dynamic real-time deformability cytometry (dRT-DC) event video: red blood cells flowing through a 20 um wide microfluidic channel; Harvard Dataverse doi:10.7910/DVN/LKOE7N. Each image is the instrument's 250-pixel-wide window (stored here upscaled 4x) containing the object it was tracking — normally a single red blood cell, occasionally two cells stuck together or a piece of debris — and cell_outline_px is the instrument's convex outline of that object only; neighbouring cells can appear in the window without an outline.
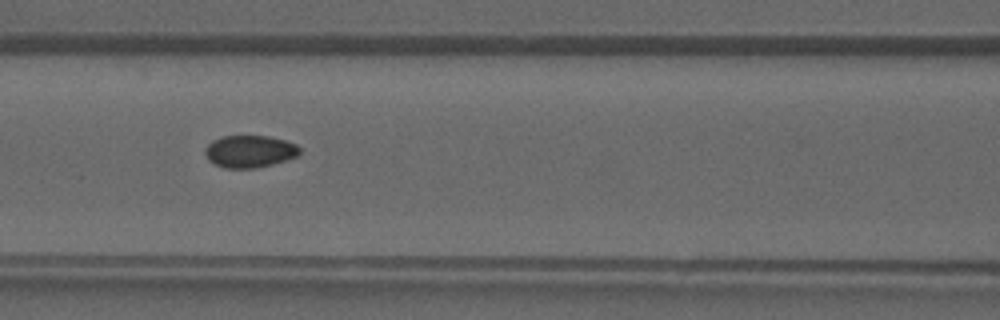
{"species": "common noctule bat (a hibernating species)", "species_latin": "Nyctalus noctula", "temperature_condition": "warm", "stored_images_in_passage": 42, "camera_frame_rate_fps": 3000, "um_per_image_px": 0.085, "animal": {"sex": "male", "forearm_length_mm": 52.5}, "frame": {"image": 1, "passage_image": 19, "time_ms": 6.0, "image_size_px": [1000, 320], "cell_outline_px": [[300, 152], [296, 156], [272, 164], [256, 168], [224, 168], [208, 160], [204, 152], [204, 148], [212, 140], [220, 136], [268, 136], [284, 140], [296, 144], [300, 148]], "centroid_in_image_um": [21.18, 12.86], "position_along_channel_um": 145.4, "area_um2": 17.74}}
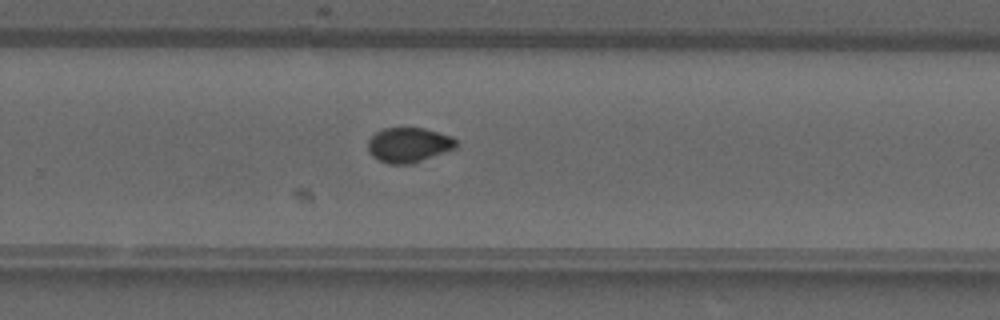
{"frame": {"image": 2, "passage_image": 28, "time_ms": 9.0, "image_size_px": [1000, 320], "cell_outline_px": [[456, 148], [412, 164], [388, 164], [372, 156], [368, 152], [368, 140], [376, 132], [384, 128], [424, 128], [452, 136], [456, 140]], "centroid_in_image_um": [34.73, 12.32], "position_along_channel_um": 295.1, "area_um2": 17.92}}
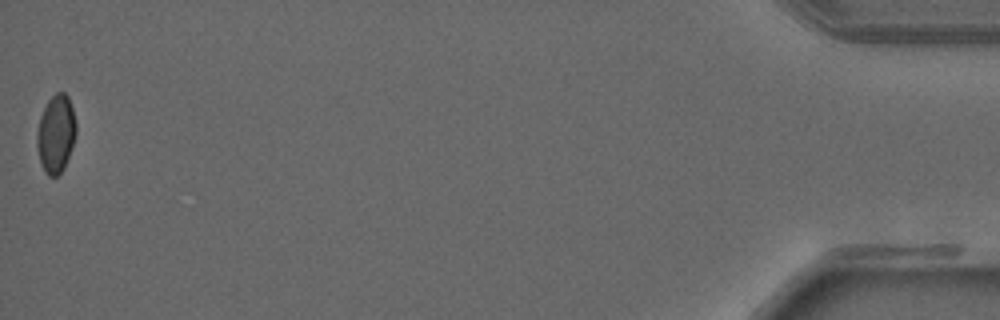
{"frame": {"image": 3, "passage_image": 42, "time_ms": 13.667, "image_size_px": [1000, 320], "cell_outline_px": [[76, 132], [64, 168], [56, 176], [48, 176], [44, 172], [40, 160], [36, 144], [36, 136], [40, 116], [48, 100], [56, 92], [64, 92], [68, 96], [72, 108], [76, 124]], "centroid_in_image_um": [4.74, 11.36], "position_along_channel_um": 430.5, "area_um2": 17.57}}